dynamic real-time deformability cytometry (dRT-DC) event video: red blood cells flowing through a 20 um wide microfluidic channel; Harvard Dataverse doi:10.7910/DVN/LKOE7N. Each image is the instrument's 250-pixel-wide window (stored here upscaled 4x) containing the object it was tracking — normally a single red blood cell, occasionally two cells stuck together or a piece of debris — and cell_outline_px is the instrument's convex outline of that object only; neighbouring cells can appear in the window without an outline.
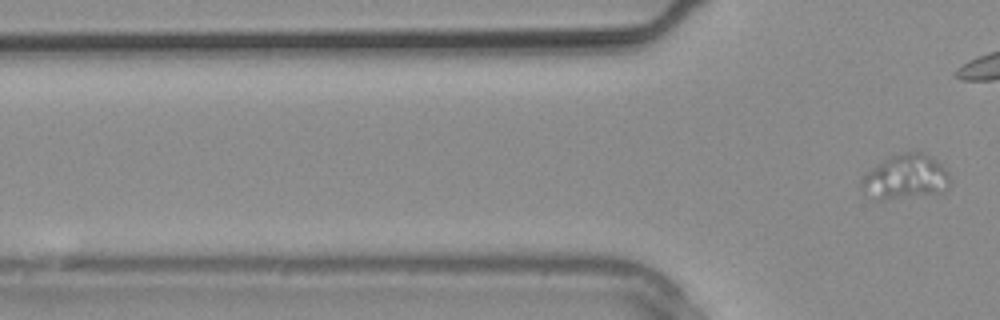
{"species": "common noctule bat (a hibernating species)", "species_latin": "Nyctalus noctula", "temperature_condition": "warm", "stored_images_in_passage": 4, "camera_frame_rate_fps": 3000, "um_per_image_px": 0.085, "animal": {"sex": "male", "body_mass_g": 20.4}, "frame": {"image": 1, "passage_image": 4, "time_ms": 1.0, "image_size_px": [1000, 320], "cell_outline_px": [[948, 192], [880, 200], [872, 200], [864, 180], [864, 172], [884, 160], [892, 156], [904, 152], [924, 152], [932, 156], [948, 172]], "centroid_in_image_um": [77.04, 15.03], "position_along_channel_um": 48.8, "area_um2": 22.54}}